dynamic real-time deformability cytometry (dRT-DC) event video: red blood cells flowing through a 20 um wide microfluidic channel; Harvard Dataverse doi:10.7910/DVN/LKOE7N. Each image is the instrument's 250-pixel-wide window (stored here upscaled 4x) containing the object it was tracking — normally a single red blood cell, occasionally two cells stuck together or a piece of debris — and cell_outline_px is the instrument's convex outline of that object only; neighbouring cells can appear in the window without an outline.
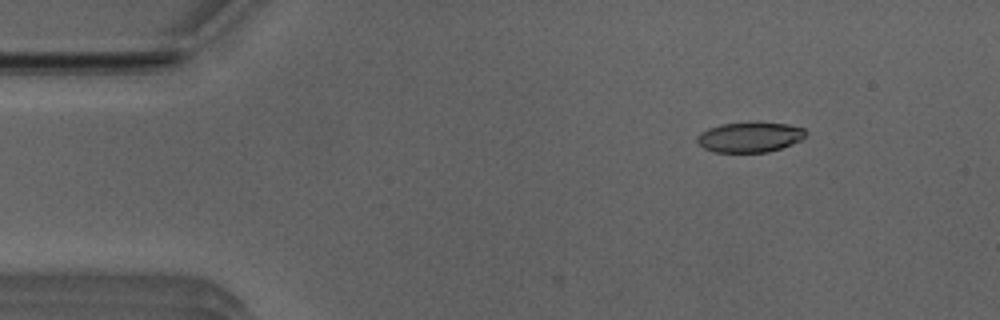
{"species": "Egyptian fruit bat (a non-hibernating species)", "species_latin": "Rousettus aegyptiacus", "temperature_condition": "room temperature", "stored_images_in_passage": 46, "camera_frame_rate_fps": 3000, "um_per_image_px": 0.085, "animal": {"sex": "male"}, "frame": {"image": 1, "passage_image": 1, "time_ms": 0.0, "image_size_px": [1000, 320], "cell_outline_px": [[808, 132], [800, 140], [792, 144], [768, 152], [712, 152], [704, 148], [696, 140], [708, 128], [720, 124], [788, 124], [804, 128]], "centroid_in_image_um": [63.76, 11.68], "position_along_channel_um": 21.2, "area_um2": 18.44}}
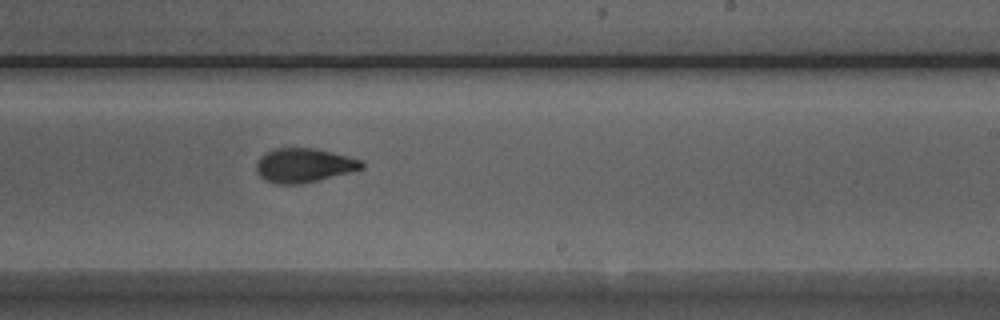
{"frame": {"image": 2, "passage_image": 25, "time_ms": 8.0, "image_size_px": [1000, 320], "cell_outline_px": [[364, 168], [300, 184], [276, 184], [264, 180], [256, 172], [256, 164], [260, 156], [272, 148], [312, 148], [348, 156], [360, 160], [364, 164]], "centroid_in_image_um": [25.77, 14.05], "position_along_channel_um": 263.2, "area_um2": 20.75}}
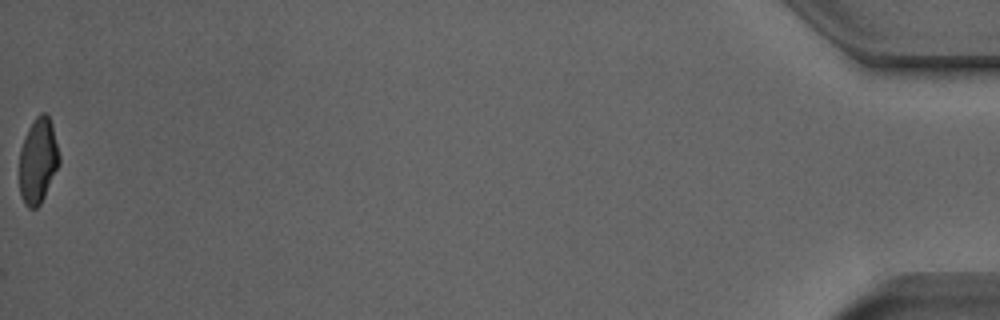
{"frame": {"image": 3, "passage_image": 46, "time_ms": 15.0, "image_size_px": [1000, 320], "cell_outline_px": [[60, 164], [40, 204], [36, 208], [28, 208], [24, 204], [20, 196], [20, 148], [24, 136], [28, 128], [36, 116], [40, 112], [44, 112], [48, 116], [52, 124], [60, 156]], "centroid_in_image_um": [3.23, 13.65], "position_along_channel_um": 432.0, "area_um2": 19.94}, "authors_computed_cell_mechanics": {"area_um2": 20.8369, "velocity_mm_per_s": 3.9649, "shape_relaxation_time_tau1_ms": 4.4171, "shape_relaxation_time_tau2_ms": 2.1837, "deformation_change_tau1": 0.1621, "deformation_change_tau2": 0.0759}}